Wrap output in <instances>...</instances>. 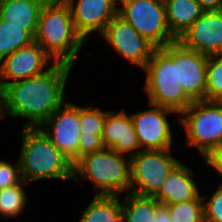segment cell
<instances>
[{
    "instance_id": "6da1fadb",
    "label": "cell",
    "mask_w": 222,
    "mask_h": 222,
    "mask_svg": "<svg viewBox=\"0 0 222 222\" xmlns=\"http://www.w3.org/2000/svg\"><path fill=\"white\" fill-rule=\"evenodd\" d=\"M72 67L55 62L41 75L6 84L2 88L5 115L26 119L23 127H40L67 101L64 90Z\"/></svg>"
},
{
    "instance_id": "7a4b0ae2",
    "label": "cell",
    "mask_w": 222,
    "mask_h": 222,
    "mask_svg": "<svg viewBox=\"0 0 222 222\" xmlns=\"http://www.w3.org/2000/svg\"><path fill=\"white\" fill-rule=\"evenodd\" d=\"M34 41L55 62H74L86 43L76 32L69 5L64 0H47L42 6Z\"/></svg>"
},
{
    "instance_id": "3957f363",
    "label": "cell",
    "mask_w": 222,
    "mask_h": 222,
    "mask_svg": "<svg viewBox=\"0 0 222 222\" xmlns=\"http://www.w3.org/2000/svg\"><path fill=\"white\" fill-rule=\"evenodd\" d=\"M143 71L147 75L144 90L149 103L177 114L193 103L178 82V41L156 48Z\"/></svg>"
},
{
    "instance_id": "277c9868",
    "label": "cell",
    "mask_w": 222,
    "mask_h": 222,
    "mask_svg": "<svg viewBox=\"0 0 222 222\" xmlns=\"http://www.w3.org/2000/svg\"><path fill=\"white\" fill-rule=\"evenodd\" d=\"M19 163L25 182L42 179L73 180L72 162L38 128L22 127Z\"/></svg>"
},
{
    "instance_id": "5b68a950",
    "label": "cell",
    "mask_w": 222,
    "mask_h": 222,
    "mask_svg": "<svg viewBox=\"0 0 222 222\" xmlns=\"http://www.w3.org/2000/svg\"><path fill=\"white\" fill-rule=\"evenodd\" d=\"M80 178L92 181L95 195L130 193L131 158L110 148L84 155L73 164V180Z\"/></svg>"
},
{
    "instance_id": "8992f818",
    "label": "cell",
    "mask_w": 222,
    "mask_h": 222,
    "mask_svg": "<svg viewBox=\"0 0 222 222\" xmlns=\"http://www.w3.org/2000/svg\"><path fill=\"white\" fill-rule=\"evenodd\" d=\"M179 117L185 129L186 145L195 146L205 158L222 144V102L193 101Z\"/></svg>"
},
{
    "instance_id": "52a82bcc",
    "label": "cell",
    "mask_w": 222,
    "mask_h": 222,
    "mask_svg": "<svg viewBox=\"0 0 222 222\" xmlns=\"http://www.w3.org/2000/svg\"><path fill=\"white\" fill-rule=\"evenodd\" d=\"M118 15L156 48L177 41L166 21L164 0H118Z\"/></svg>"
},
{
    "instance_id": "ba28073f",
    "label": "cell",
    "mask_w": 222,
    "mask_h": 222,
    "mask_svg": "<svg viewBox=\"0 0 222 222\" xmlns=\"http://www.w3.org/2000/svg\"><path fill=\"white\" fill-rule=\"evenodd\" d=\"M171 148L141 150L131 157L130 193L153 197L180 162L171 155Z\"/></svg>"
},
{
    "instance_id": "9c48e42d",
    "label": "cell",
    "mask_w": 222,
    "mask_h": 222,
    "mask_svg": "<svg viewBox=\"0 0 222 222\" xmlns=\"http://www.w3.org/2000/svg\"><path fill=\"white\" fill-rule=\"evenodd\" d=\"M39 128L72 164L78 160L81 136L79 105L66 101Z\"/></svg>"
},
{
    "instance_id": "30bf717a",
    "label": "cell",
    "mask_w": 222,
    "mask_h": 222,
    "mask_svg": "<svg viewBox=\"0 0 222 222\" xmlns=\"http://www.w3.org/2000/svg\"><path fill=\"white\" fill-rule=\"evenodd\" d=\"M99 36L105 38L110 48L142 70L156 49L118 14L106 25L104 32Z\"/></svg>"
},
{
    "instance_id": "8fae6325",
    "label": "cell",
    "mask_w": 222,
    "mask_h": 222,
    "mask_svg": "<svg viewBox=\"0 0 222 222\" xmlns=\"http://www.w3.org/2000/svg\"><path fill=\"white\" fill-rule=\"evenodd\" d=\"M148 104L150 109L131 114L140 149L163 150L172 148L173 133L167 114L177 112L152 103Z\"/></svg>"
},
{
    "instance_id": "7c38bea8",
    "label": "cell",
    "mask_w": 222,
    "mask_h": 222,
    "mask_svg": "<svg viewBox=\"0 0 222 222\" xmlns=\"http://www.w3.org/2000/svg\"><path fill=\"white\" fill-rule=\"evenodd\" d=\"M55 63L35 41L8 55L0 62V88L6 84L43 74ZM10 80V81H5Z\"/></svg>"
},
{
    "instance_id": "4fadbf2b",
    "label": "cell",
    "mask_w": 222,
    "mask_h": 222,
    "mask_svg": "<svg viewBox=\"0 0 222 222\" xmlns=\"http://www.w3.org/2000/svg\"><path fill=\"white\" fill-rule=\"evenodd\" d=\"M70 7L76 32L86 42L90 34H102L118 14V0H64ZM76 1V5L74 4Z\"/></svg>"
},
{
    "instance_id": "5bb4252c",
    "label": "cell",
    "mask_w": 222,
    "mask_h": 222,
    "mask_svg": "<svg viewBox=\"0 0 222 222\" xmlns=\"http://www.w3.org/2000/svg\"><path fill=\"white\" fill-rule=\"evenodd\" d=\"M177 41L207 56L222 54V10L204 11Z\"/></svg>"
},
{
    "instance_id": "9a60e30c",
    "label": "cell",
    "mask_w": 222,
    "mask_h": 222,
    "mask_svg": "<svg viewBox=\"0 0 222 222\" xmlns=\"http://www.w3.org/2000/svg\"><path fill=\"white\" fill-rule=\"evenodd\" d=\"M208 56L178 41V82L192 101L205 100Z\"/></svg>"
},
{
    "instance_id": "2e32d148",
    "label": "cell",
    "mask_w": 222,
    "mask_h": 222,
    "mask_svg": "<svg viewBox=\"0 0 222 222\" xmlns=\"http://www.w3.org/2000/svg\"><path fill=\"white\" fill-rule=\"evenodd\" d=\"M102 142L105 148L130 158L141 151L131 115L124 110L119 113L106 111Z\"/></svg>"
},
{
    "instance_id": "e0dca14e",
    "label": "cell",
    "mask_w": 222,
    "mask_h": 222,
    "mask_svg": "<svg viewBox=\"0 0 222 222\" xmlns=\"http://www.w3.org/2000/svg\"><path fill=\"white\" fill-rule=\"evenodd\" d=\"M191 169L179 162L153 197L164 205L196 199L200 193L195 180L191 177L194 174Z\"/></svg>"
},
{
    "instance_id": "ac0fdd59",
    "label": "cell",
    "mask_w": 222,
    "mask_h": 222,
    "mask_svg": "<svg viewBox=\"0 0 222 222\" xmlns=\"http://www.w3.org/2000/svg\"><path fill=\"white\" fill-rule=\"evenodd\" d=\"M47 0H3L0 18L8 25L24 26L33 38L36 35L39 15Z\"/></svg>"
},
{
    "instance_id": "d6986e66",
    "label": "cell",
    "mask_w": 222,
    "mask_h": 222,
    "mask_svg": "<svg viewBox=\"0 0 222 222\" xmlns=\"http://www.w3.org/2000/svg\"><path fill=\"white\" fill-rule=\"evenodd\" d=\"M164 2L167 26L177 40L204 12L196 0H164Z\"/></svg>"
},
{
    "instance_id": "ffe728a7",
    "label": "cell",
    "mask_w": 222,
    "mask_h": 222,
    "mask_svg": "<svg viewBox=\"0 0 222 222\" xmlns=\"http://www.w3.org/2000/svg\"><path fill=\"white\" fill-rule=\"evenodd\" d=\"M78 222H123L122 201L118 195H94Z\"/></svg>"
},
{
    "instance_id": "44dd1931",
    "label": "cell",
    "mask_w": 222,
    "mask_h": 222,
    "mask_svg": "<svg viewBox=\"0 0 222 222\" xmlns=\"http://www.w3.org/2000/svg\"><path fill=\"white\" fill-rule=\"evenodd\" d=\"M159 204L154 197L127 193L122 201L123 222H155Z\"/></svg>"
},
{
    "instance_id": "7402d4cb",
    "label": "cell",
    "mask_w": 222,
    "mask_h": 222,
    "mask_svg": "<svg viewBox=\"0 0 222 222\" xmlns=\"http://www.w3.org/2000/svg\"><path fill=\"white\" fill-rule=\"evenodd\" d=\"M33 41L34 38L24 30V26L8 25L0 18V62Z\"/></svg>"
},
{
    "instance_id": "603a6c76",
    "label": "cell",
    "mask_w": 222,
    "mask_h": 222,
    "mask_svg": "<svg viewBox=\"0 0 222 222\" xmlns=\"http://www.w3.org/2000/svg\"><path fill=\"white\" fill-rule=\"evenodd\" d=\"M26 184L23 180L18 185L0 190V216L15 218L25 210L28 198L23 186Z\"/></svg>"
},
{
    "instance_id": "cb8c5ba5",
    "label": "cell",
    "mask_w": 222,
    "mask_h": 222,
    "mask_svg": "<svg viewBox=\"0 0 222 222\" xmlns=\"http://www.w3.org/2000/svg\"><path fill=\"white\" fill-rule=\"evenodd\" d=\"M171 222H205L201 194L194 200L168 204Z\"/></svg>"
},
{
    "instance_id": "d4e9b609",
    "label": "cell",
    "mask_w": 222,
    "mask_h": 222,
    "mask_svg": "<svg viewBox=\"0 0 222 222\" xmlns=\"http://www.w3.org/2000/svg\"><path fill=\"white\" fill-rule=\"evenodd\" d=\"M205 100L222 102V54L208 56Z\"/></svg>"
},
{
    "instance_id": "484cf974",
    "label": "cell",
    "mask_w": 222,
    "mask_h": 222,
    "mask_svg": "<svg viewBox=\"0 0 222 222\" xmlns=\"http://www.w3.org/2000/svg\"><path fill=\"white\" fill-rule=\"evenodd\" d=\"M106 111L94 107L80 106L81 135L102 134Z\"/></svg>"
},
{
    "instance_id": "4316f807",
    "label": "cell",
    "mask_w": 222,
    "mask_h": 222,
    "mask_svg": "<svg viewBox=\"0 0 222 222\" xmlns=\"http://www.w3.org/2000/svg\"><path fill=\"white\" fill-rule=\"evenodd\" d=\"M204 206V221L205 222H222V185L212 194L209 200L208 197L202 196ZM205 200H207L205 202Z\"/></svg>"
},
{
    "instance_id": "83f0119b",
    "label": "cell",
    "mask_w": 222,
    "mask_h": 222,
    "mask_svg": "<svg viewBox=\"0 0 222 222\" xmlns=\"http://www.w3.org/2000/svg\"><path fill=\"white\" fill-rule=\"evenodd\" d=\"M22 181L19 160L15 165L8 161L0 160V190L18 185Z\"/></svg>"
},
{
    "instance_id": "f1b7e54d",
    "label": "cell",
    "mask_w": 222,
    "mask_h": 222,
    "mask_svg": "<svg viewBox=\"0 0 222 222\" xmlns=\"http://www.w3.org/2000/svg\"><path fill=\"white\" fill-rule=\"evenodd\" d=\"M102 134L81 135L78 146V159L84 155L103 150Z\"/></svg>"
},
{
    "instance_id": "f546056e",
    "label": "cell",
    "mask_w": 222,
    "mask_h": 222,
    "mask_svg": "<svg viewBox=\"0 0 222 222\" xmlns=\"http://www.w3.org/2000/svg\"><path fill=\"white\" fill-rule=\"evenodd\" d=\"M204 160L207 166L214 168L217 173L222 176V144L212 150ZM219 185H222V182H220Z\"/></svg>"
},
{
    "instance_id": "4dcf8cb0",
    "label": "cell",
    "mask_w": 222,
    "mask_h": 222,
    "mask_svg": "<svg viewBox=\"0 0 222 222\" xmlns=\"http://www.w3.org/2000/svg\"><path fill=\"white\" fill-rule=\"evenodd\" d=\"M204 11L222 10V0H196Z\"/></svg>"
},
{
    "instance_id": "1f68e13d",
    "label": "cell",
    "mask_w": 222,
    "mask_h": 222,
    "mask_svg": "<svg viewBox=\"0 0 222 222\" xmlns=\"http://www.w3.org/2000/svg\"><path fill=\"white\" fill-rule=\"evenodd\" d=\"M155 222H171L167 205L159 204L156 210Z\"/></svg>"
},
{
    "instance_id": "d6a6232c",
    "label": "cell",
    "mask_w": 222,
    "mask_h": 222,
    "mask_svg": "<svg viewBox=\"0 0 222 222\" xmlns=\"http://www.w3.org/2000/svg\"><path fill=\"white\" fill-rule=\"evenodd\" d=\"M5 109H4V96H3V91L0 88V119L5 118Z\"/></svg>"
},
{
    "instance_id": "836d02e7",
    "label": "cell",
    "mask_w": 222,
    "mask_h": 222,
    "mask_svg": "<svg viewBox=\"0 0 222 222\" xmlns=\"http://www.w3.org/2000/svg\"><path fill=\"white\" fill-rule=\"evenodd\" d=\"M2 4H3V0H0V11H1V8H2Z\"/></svg>"
}]
</instances>
